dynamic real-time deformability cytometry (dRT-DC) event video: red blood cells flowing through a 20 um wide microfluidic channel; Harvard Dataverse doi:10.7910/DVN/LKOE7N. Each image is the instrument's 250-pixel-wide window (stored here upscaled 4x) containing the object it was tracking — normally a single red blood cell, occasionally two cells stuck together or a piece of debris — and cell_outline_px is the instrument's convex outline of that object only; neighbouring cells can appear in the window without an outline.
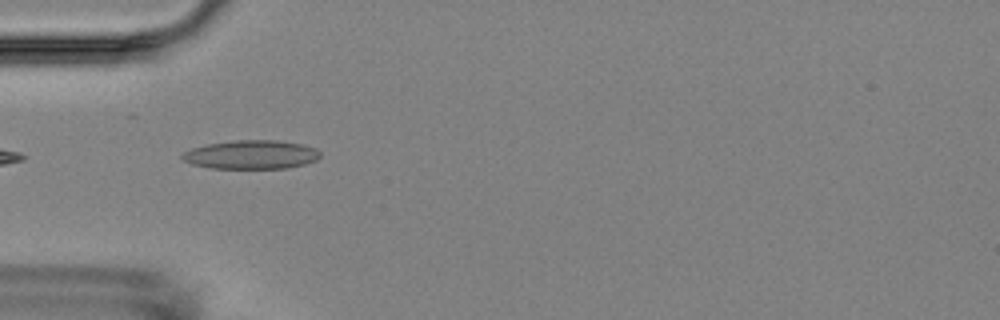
{"species": "Egyptian fruit bat (a non-hibernating species)", "species_latin": "Rousettus aegyptiacus", "temperature_condition": "room temperature", "stored_images_in_passage": 8, "camera_frame_rate_fps": 3000, "um_per_image_px": 0.085, "animal": {"sex": "female"}, "frame": {"image": 1, "passage_image": 2, "time_ms": 1.0, "image_size_px": [1000, 320], "cell_outline_px": [[320, 156], [316, 160], [304, 164], [288, 168], [212, 168], [192, 164], [184, 160], [180, 156], [184, 152], [192, 148], [208, 144], [236, 140], [276, 140], [304, 144], [316, 148], [320, 152]], "centroid_in_image_um": [21.38, 13.14], "position_along_channel_um": 63.6, "area_um2": 23.06}}
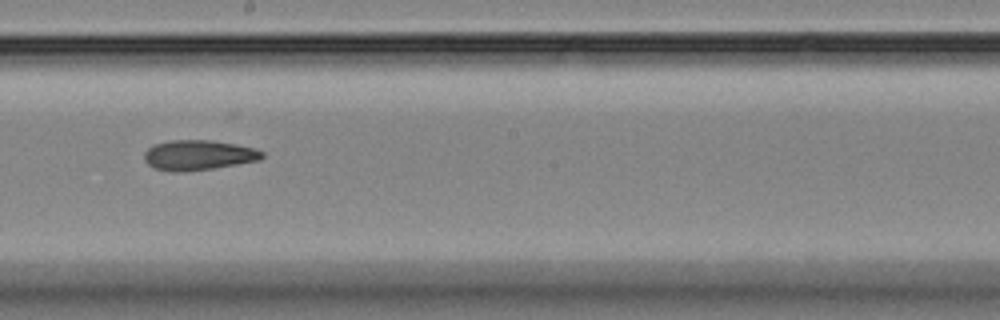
{"frame": {"image": 2, "passage_image": 6, "time_ms": 5.667, "image_size_px": [1000, 320], "cell_outline_px": [[264, 156], [260, 160], [212, 168], [184, 172], [168, 172], [156, 168], [148, 164], [144, 160], [144, 152], [148, 148], [156, 144], [172, 140], [208, 140], [236, 144], [256, 148], [264, 152]], "centroid_in_image_um": [16.87, 13.19], "position_along_channel_um": 231.3, "area_um2": 20.63}}
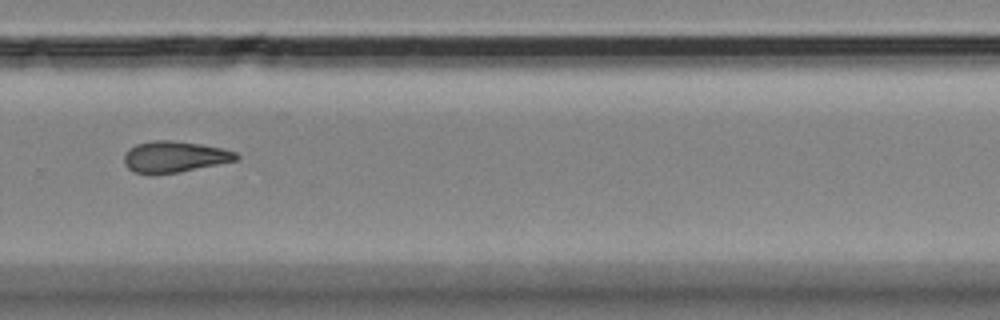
{"frame": {"image": 3, "passage_image": 8, "time_ms": 8.0, "image_size_px": [1000, 320], "cell_outline_px": [[240, 156], [236, 160], [180, 172], [156, 176], [152, 176], [132, 172], [124, 164], [124, 152], [128, 148], [136, 144], [152, 140], [168, 140], [200, 144], [220, 148], [236, 152]], "centroid_in_image_um": [14.74, 13.35], "position_along_channel_um": 315.1, "area_um2": 20.75}}